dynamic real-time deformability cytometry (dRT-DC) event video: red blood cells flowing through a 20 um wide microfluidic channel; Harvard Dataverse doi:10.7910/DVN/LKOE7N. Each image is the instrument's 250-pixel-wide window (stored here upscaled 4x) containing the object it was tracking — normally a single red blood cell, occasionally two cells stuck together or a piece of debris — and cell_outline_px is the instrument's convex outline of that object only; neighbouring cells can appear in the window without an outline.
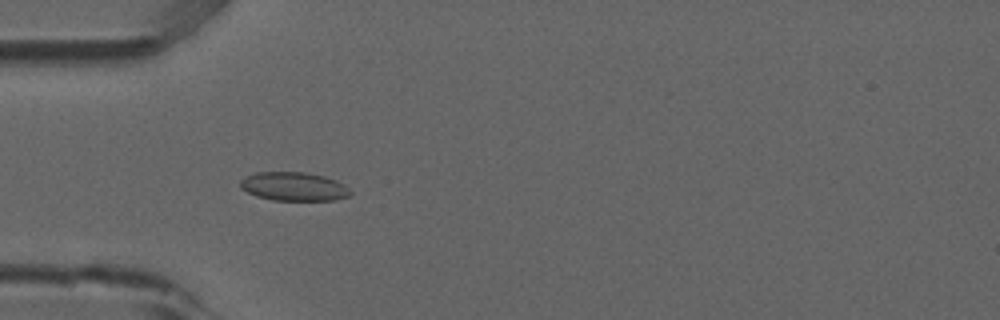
{"species": "common noctule bat (a hibernating species)", "species_latin": "Nyctalus noctula", "temperature_condition": "room temperature", "stored_images_in_passage": 52, "camera_frame_rate_fps": 3000, "um_per_image_px": 0.085, "animal": {"sex": "male", "forearm_length_mm": 52.5}, "frame": {"image": 1, "passage_image": 15, "time_ms": 4.667, "image_size_px": [1000, 320], "cell_outline_px": [[352, 192], [348, 196], [336, 200], [272, 200], [256, 196], [240, 188], [240, 180], [256, 172], [304, 172], [324, 176], [336, 180], [344, 184]], "centroid_in_image_um": [24.98, 15.85], "position_along_channel_um": 60.0, "area_um2": 18.38}}
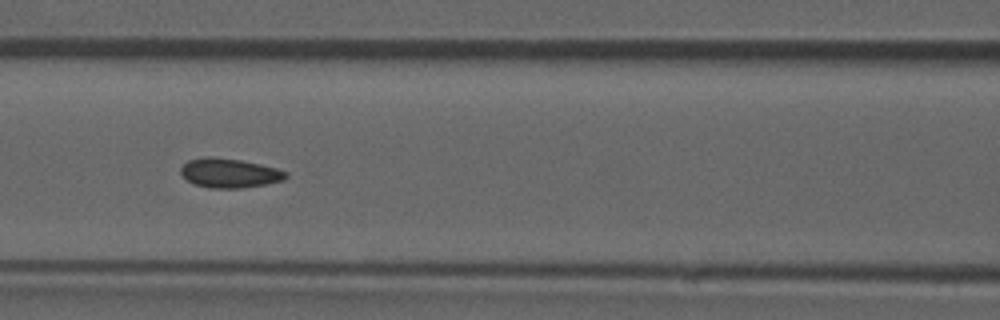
{"frame": {"image": 2, "passage_image": 22, "time_ms": 7.0, "image_size_px": [1000, 320], "cell_outline_px": [[288, 176], [284, 180], [264, 184], [240, 188], [208, 188], [196, 184], [188, 180], [180, 172], [180, 168], [188, 160], [204, 156], [212, 156], [240, 160], [260, 164], [276, 168], [288, 172]], "centroid_in_image_um": [19.5, 14.7], "position_along_channel_um": 147.1, "area_um2": 17.92}}
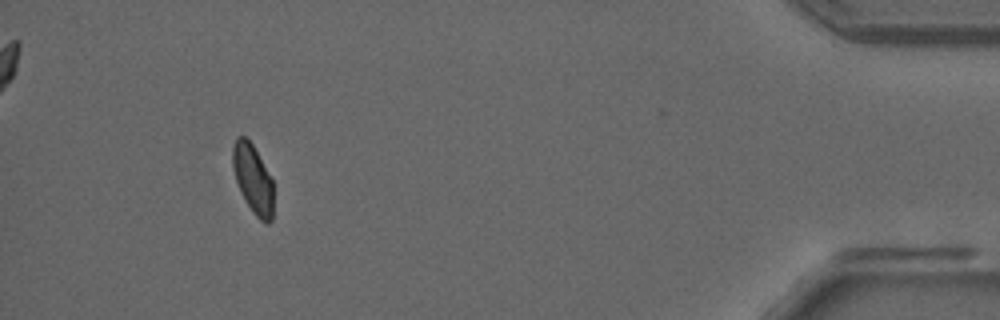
{"frame": {"image": 3, "passage_image": 48, "time_ms": 15.667, "image_size_px": [1000, 320], "cell_outline_px": [[272, 220], [268, 224], [264, 224], [252, 212], [244, 200], [240, 192], [232, 168], [232, 148], [236, 136], [244, 136], [252, 144], [272, 180]], "centroid_in_image_um": [21.47, 15.23], "position_along_channel_um": 413.7, "area_um2": 16.3}, "authors_computed_cell_mechanics": {"area_um2": 17.7735, "velocity_mm_per_s": 3.8366, "shape_relaxation_time_tau1_ms": null, "shape_relaxation_time_tau2_ms": 1.2375, "deformation_change_tau1": null, "deformation_change_tau2": 0.0551}}